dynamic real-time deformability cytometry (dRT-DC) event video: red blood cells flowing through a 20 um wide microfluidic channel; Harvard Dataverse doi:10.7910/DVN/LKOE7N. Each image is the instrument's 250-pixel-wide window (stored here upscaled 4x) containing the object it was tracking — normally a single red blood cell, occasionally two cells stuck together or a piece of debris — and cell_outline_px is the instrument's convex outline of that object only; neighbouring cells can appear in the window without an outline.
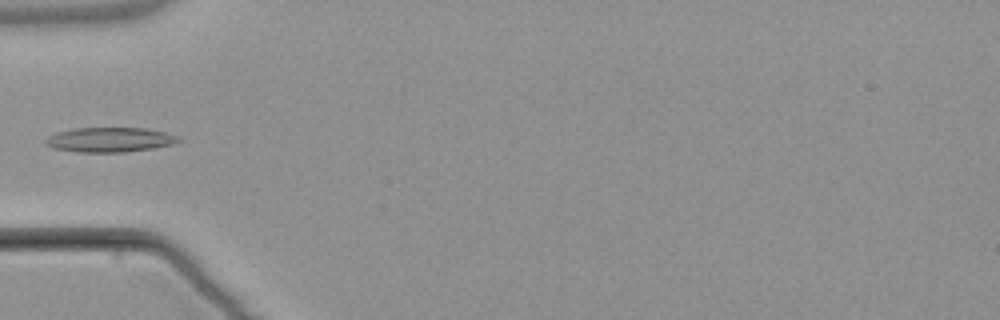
{"species": "common noctule bat (a hibernating species)", "species_latin": "Nyctalus noctula", "temperature_condition": "warm", "stored_images_in_passage": 6, "camera_frame_rate_fps": 3000, "um_per_image_px": 0.085, "animal": {"sex": "male", "body_mass_g": 21.5, "forearm_length_mm": 52.0}, "frame": {"image": 1, "passage_image": 5, "time_ms": 5.667, "image_size_px": [1000, 320], "cell_outline_px": [[184, 140], [172, 144], [152, 148], [124, 152], [76, 152], [52, 148], [44, 144], [44, 140], [48, 136], [56, 132], [76, 128], [144, 128], [164, 132], [180, 136]], "centroid_in_image_um": [9.31, 11.88], "position_along_channel_um": 75.7, "area_um2": 19.25}}
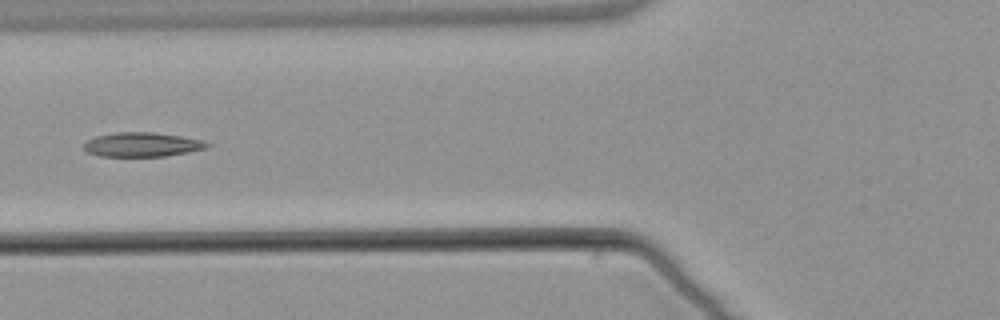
{"frame": {"image": 2, "passage_image": 6, "time_ms": 6.667, "image_size_px": [1000, 320], "cell_outline_px": [[212, 144], [204, 148], [188, 152], [164, 156], [100, 156], [88, 152], [84, 148], [84, 144], [88, 140], [96, 136], [116, 132], [152, 132], [180, 136], [200, 140]], "centroid_in_image_um": [12.06, 12.28], "position_along_channel_um": 113.7, "area_um2": 17.17}}